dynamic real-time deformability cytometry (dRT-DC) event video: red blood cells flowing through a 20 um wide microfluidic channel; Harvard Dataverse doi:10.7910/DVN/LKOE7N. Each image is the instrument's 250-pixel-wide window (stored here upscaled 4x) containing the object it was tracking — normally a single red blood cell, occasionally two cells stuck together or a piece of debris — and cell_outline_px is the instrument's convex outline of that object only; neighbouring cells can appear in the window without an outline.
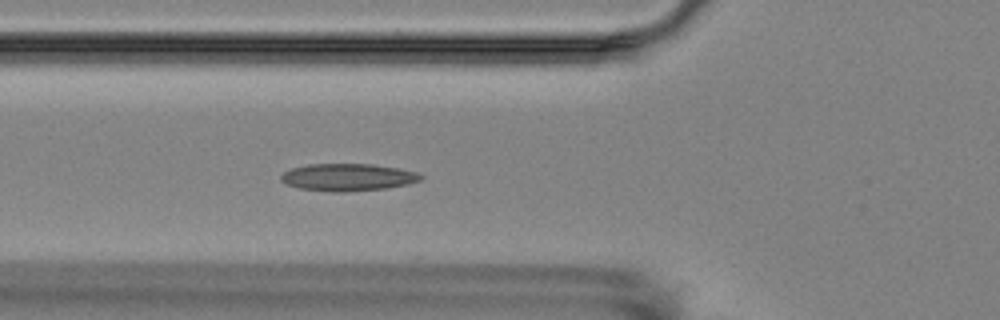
{"species": "Egyptian fruit bat (a non-hibernating species)", "species_latin": "Rousettus aegyptiacus", "temperature_condition": "room temperature", "stored_images_in_passage": 2, "camera_frame_rate_fps": 3000, "um_per_image_px": 0.085, "animal": {"sex": "female"}, "frame": {"image": 1, "passage_image": 2, "time_ms": 1.0, "image_size_px": [1000, 320], "cell_outline_px": [[424, 176], [420, 180], [408, 184], [388, 188], [344, 192], [328, 192], [300, 188], [284, 184], [280, 180], [280, 176], [284, 172], [292, 168], [308, 164], [372, 164], [400, 168], [420, 172]], "centroid_in_image_um": [29.58, 15.07], "position_along_channel_um": 96.2, "area_um2": 22.54}}